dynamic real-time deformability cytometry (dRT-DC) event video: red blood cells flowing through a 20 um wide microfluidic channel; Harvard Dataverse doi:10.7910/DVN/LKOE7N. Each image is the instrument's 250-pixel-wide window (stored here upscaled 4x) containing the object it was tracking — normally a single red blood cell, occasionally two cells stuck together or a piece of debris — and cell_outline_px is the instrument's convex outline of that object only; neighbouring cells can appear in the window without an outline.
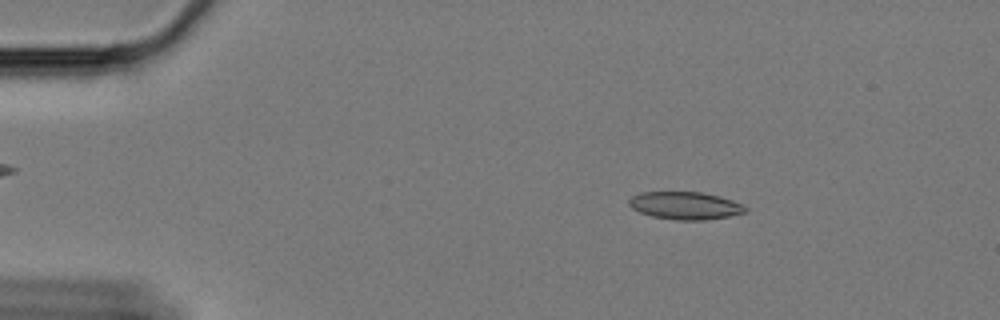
{"species": "Egyptian fruit bat (a non-hibernating species)", "species_latin": "Rousettus aegyptiacus", "temperature_condition": "cold", "stored_images_in_passage": 60, "camera_frame_rate_fps": 3000, "um_per_image_px": 0.085, "animal": {"sex": "female"}, "frame": {"image": 1, "passage_image": 10, "time_ms": 3.0, "image_size_px": [1000, 320], "cell_outline_px": [[748, 208], [744, 212], [728, 216], [704, 220], [676, 220], [652, 216], [640, 212], [632, 208], [628, 204], [628, 200], [632, 196], [640, 192], [700, 192], [720, 196], [732, 200]], "centroid_in_image_um": [58.2, 17.47], "position_along_channel_um": 26.8, "area_um2": 18.61}}
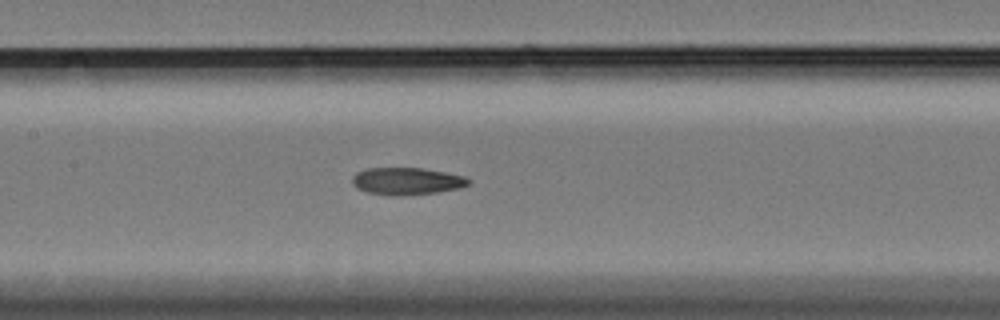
{"frame": {"image": 2, "passage_image": 29, "time_ms": 9.333, "image_size_px": [1000, 320], "cell_outline_px": [[472, 180], [468, 184], [460, 188], [436, 192], [404, 196], [392, 196], [368, 192], [360, 188], [352, 180], [352, 176], [356, 172], [368, 168], [424, 168], [464, 176]], "centroid_in_image_um": [34.61, 15.39], "position_along_channel_um": 172.8, "area_um2": 18.32}}
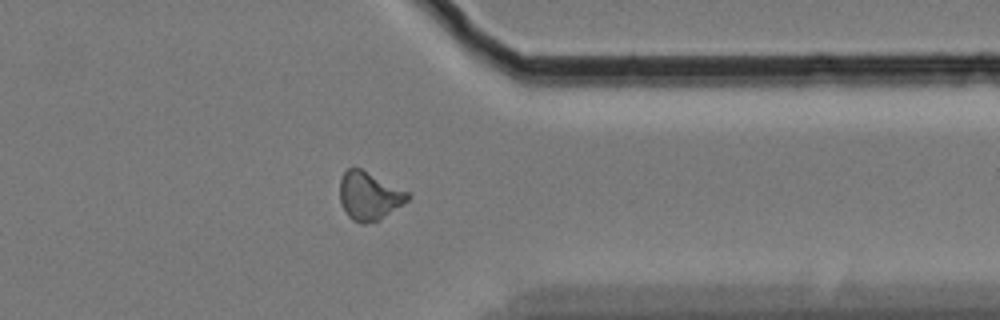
{"frame": {"image": 3, "passage_image": 48, "time_ms": 15.667, "image_size_px": [1000, 320], "cell_outline_px": [[412, 196], [408, 200], [380, 220], [364, 224], [360, 224], [352, 220], [348, 216], [340, 200], [340, 176], [348, 168], [360, 168], [408, 192]], "centroid_in_image_um": [31.36, 16.67], "position_along_channel_um": 380.0, "area_um2": 18.96}, "authors_computed_cell_mechanics": {"area_um2": 18.496, "velocity_mm_per_s": 3.3553, "shape_relaxation_time_tau1_ms": null, "shape_relaxation_time_tau2_ms": 4.0641, "deformation_change_tau1": null, "deformation_change_tau2": 0.1075}}